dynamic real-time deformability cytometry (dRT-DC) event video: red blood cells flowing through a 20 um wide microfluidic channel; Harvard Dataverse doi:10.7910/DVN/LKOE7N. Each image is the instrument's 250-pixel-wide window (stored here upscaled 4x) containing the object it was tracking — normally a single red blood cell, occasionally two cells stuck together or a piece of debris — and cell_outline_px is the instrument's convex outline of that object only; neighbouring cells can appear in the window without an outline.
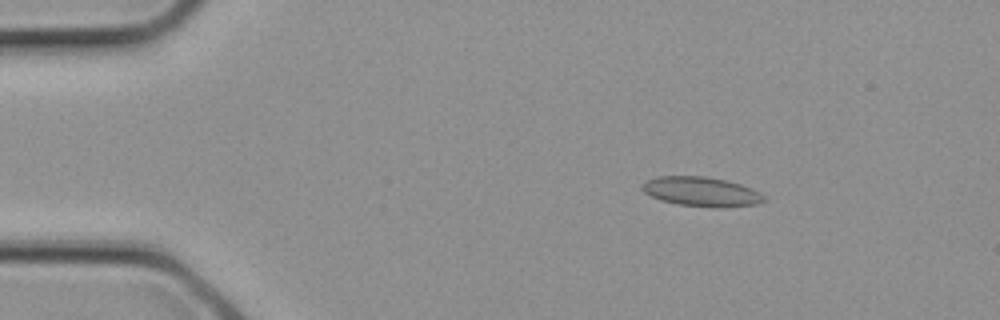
{"species": "common noctule bat (a hibernating species)", "species_latin": "Nyctalus noctula", "temperature_condition": "cold", "stored_images_in_passage": 2, "camera_frame_rate_fps": 3000, "um_per_image_px": 0.085, "animal": {"sex": "female", "body_mass_g": 21.9}, "frame": {"image": 1, "passage_image": 1, "time_ms": 0.0, "image_size_px": [1000, 320], "cell_outline_px": [[764, 200], [756, 204], [720, 208], [712, 208], [680, 204], [660, 200], [644, 192], [640, 188], [648, 180], [656, 176], [704, 176], [724, 180], [740, 184], [752, 188], [760, 192], [764, 196]], "centroid_in_image_um": [59.62, 16.29], "position_along_channel_um": 25.4, "area_um2": 20.81}}